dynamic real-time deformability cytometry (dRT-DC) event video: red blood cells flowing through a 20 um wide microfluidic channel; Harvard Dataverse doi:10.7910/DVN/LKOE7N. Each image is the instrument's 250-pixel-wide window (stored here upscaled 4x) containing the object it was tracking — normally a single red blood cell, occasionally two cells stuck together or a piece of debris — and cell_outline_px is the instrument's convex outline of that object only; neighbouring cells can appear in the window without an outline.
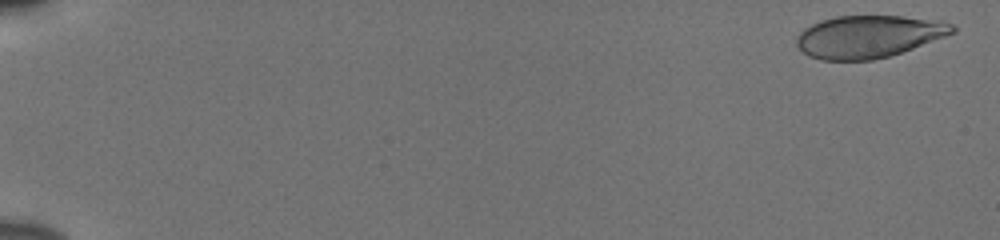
{"species": "human", "species_latin": "Homo sapiens", "temperature_condition": "cold", "stored_images_in_passage": 53, "camera_frame_rate_fps": 3000, "um_per_image_px": 0.085, "donor": {"sex": "male"}, "frame": {"image": 1, "passage_image": 2, "time_ms": 0.333, "image_size_px": [1000, 240], "cell_outline_px": [[956, 32], [912, 48], [888, 56], [872, 60], [820, 60], [808, 56], [796, 44], [796, 36], [804, 28], [820, 20], [836, 16], [904, 16], [940, 20], [952, 24], [956, 28]], "centroid_in_image_um": [73.81, 3.1], "position_along_channel_um": 11.2, "area_um2": 38.44}}
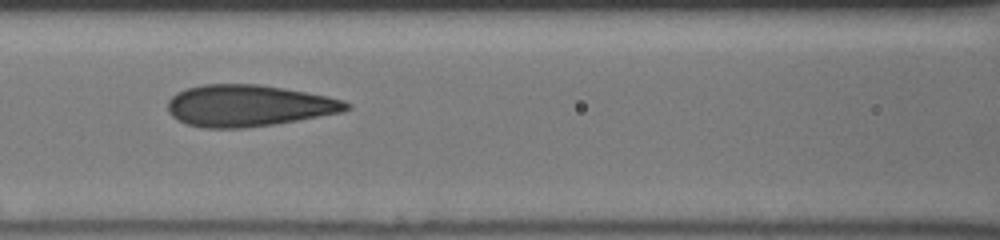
{"frame": {"image": 2, "passage_image": 27, "time_ms": 8.667, "image_size_px": [1000, 240], "cell_outline_px": [[352, 108], [344, 112], [272, 124], [244, 128], [204, 128], [188, 124], [176, 120], [168, 112], [168, 100], [176, 92], [188, 88], [204, 84], [256, 84], [284, 88], [328, 96], [344, 100], [352, 104]], "centroid_in_image_um": [21.14, 8.98], "position_along_channel_um": 145.5, "area_um2": 43.35}}
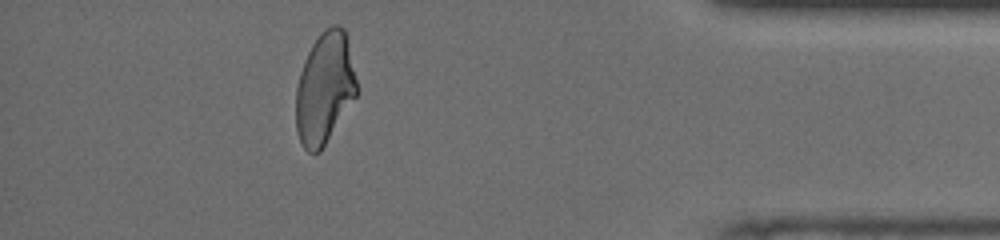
{"frame": {"image": 3, "passage_image": 50, "time_ms": 16.333, "image_size_px": [1000, 240], "cell_outline_px": [[356, 96], [320, 152], [308, 152], [300, 144], [296, 132], [296, 88], [300, 72], [304, 60], [312, 44], [320, 32], [332, 24], [336, 24], [344, 28], [348, 44], [356, 80]], "centroid_in_image_um": [27.56, 7.51], "position_along_channel_um": 407.6, "area_um2": 39.3}, "authors_computed_cell_mechanics": {"area_um2": 41.6738, "velocity_mm_per_s": 3.8484, "shape_relaxation_time_tau1_ms": 7.9476, "shape_relaxation_time_tau2_ms": 0.8121, "deformation_change_tau1": 0.2128, "deformation_change_tau2": 0.0533}}